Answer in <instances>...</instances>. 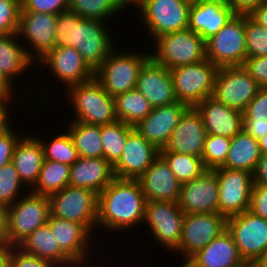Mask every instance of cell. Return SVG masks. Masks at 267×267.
<instances>
[{
    "label": "cell",
    "instance_id": "1",
    "mask_svg": "<svg viewBox=\"0 0 267 267\" xmlns=\"http://www.w3.org/2000/svg\"><path fill=\"white\" fill-rule=\"evenodd\" d=\"M108 26V22L84 19L70 10L60 12L55 24L54 48L73 47L95 71L115 48V34Z\"/></svg>",
    "mask_w": 267,
    "mask_h": 267
},
{
    "label": "cell",
    "instance_id": "2",
    "mask_svg": "<svg viewBox=\"0 0 267 267\" xmlns=\"http://www.w3.org/2000/svg\"><path fill=\"white\" fill-rule=\"evenodd\" d=\"M146 198L137 179L114 178L98 194L97 228L103 231H131L143 225Z\"/></svg>",
    "mask_w": 267,
    "mask_h": 267
},
{
    "label": "cell",
    "instance_id": "3",
    "mask_svg": "<svg viewBox=\"0 0 267 267\" xmlns=\"http://www.w3.org/2000/svg\"><path fill=\"white\" fill-rule=\"evenodd\" d=\"M127 50V51H126ZM114 48L108 58L94 71V78L113 98L135 89L139 72L150 58V52ZM128 52V53H127Z\"/></svg>",
    "mask_w": 267,
    "mask_h": 267
},
{
    "label": "cell",
    "instance_id": "4",
    "mask_svg": "<svg viewBox=\"0 0 267 267\" xmlns=\"http://www.w3.org/2000/svg\"><path fill=\"white\" fill-rule=\"evenodd\" d=\"M66 96L73 107V119L91 125H107L117 121L115 99L95 79L70 87Z\"/></svg>",
    "mask_w": 267,
    "mask_h": 267
},
{
    "label": "cell",
    "instance_id": "5",
    "mask_svg": "<svg viewBox=\"0 0 267 267\" xmlns=\"http://www.w3.org/2000/svg\"><path fill=\"white\" fill-rule=\"evenodd\" d=\"M3 211L8 242L11 246H17L29 234L47 223L50 200L48 196L29 191Z\"/></svg>",
    "mask_w": 267,
    "mask_h": 267
},
{
    "label": "cell",
    "instance_id": "6",
    "mask_svg": "<svg viewBox=\"0 0 267 267\" xmlns=\"http://www.w3.org/2000/svg\"><path fill=\"white\" fill-rule=\"evenodd\" d=\"M150 57L168 70L206 59L205 40L187 28L153 40Z\"/></svg>",
    "mask_w": 267,
    "mask_h": 267
},
{
    "label": "cell",
    "instance_id": "7",
    "mask_svg": "<svg viewBox=\"0 0 267 267\" xmlns=\"http://www.w3.org/2000/svg\"><path fill=\"white\" fill-rule=\"evenodd\" d=\"M191 3L185 0H141L135 7L149 39L184 30L189 24ZM143 20V21H142Z\"/></svg>",
    "mask_w": 267,
    "mask_h": 267
},
{
    "label": "cell",
    "instance_id": "8",
    "mask_svg": "<svg viewBox=\"0 0 267 267\" xmlns=\"http://www.w3.org/2000/svg\"><path fill=\"white\" fill-rule=\"evenodd\" d=\"M50 214L82 224L92 236L97 233L98 194L86 188L68 185L49 196ZM95 232V233H94Z\"/></svg>",
    "mask_w": 267,
    "mask_h": 267
},
{
    "label": "cell",
    "instance_id": "9",
    "mask_svg": "<svg viewBox=\"0 0 267 267\" xmlns=\"http://www.w3.org/2000/svg\"><path fill=\"white\" fill-rule=\"evenodd\" d=\"M217 70L218 67L208 59L170 69L177 101L196 107L212 97Z\"/></svg>",
    "mask_w": 267,
    "mask_h": 267
},
{
    "label": "cell",
    "instance_id": "10",
    "mask_svg": "<svg viewBox=\"0 0 267 267\" xmlns=\"http://www.w3.org/2000/svg\"><path fill=\"white\" fill-rule=\"evenodd\" d=\"M205 45L206 59L218 68L242 66L246 59L245 15L235 14Z\"/></svg>",
    "mask_w": 267,
    "mask_h": 267
},
{
    "label": "cell",
    "instance_id": "11",
    "mask_svg": "<svg viewBox=\"0 0 267 267\" xmlns=\"http://www.w3.org/2000/svg\"><path fill=\"white\" fill-rule=\"evenodd\" d=\"M185 213L175 202L146 201L143 224L165 251H175L181 241Z\"/></svg>",
    "mask_w": 267,
    "mask_h": 267
},
{
    "label": "cell",
    "instance_id": "12",
    "mask_svg": "<svg viewBox=\"0 0 267 267\" xmlns=\"http://www.w3.org/2000/svg\"><path fill=\"white\" fill-rule=\"evenodd\" d=\"M56 20L57 15L55 14L20 11L17 34L19 38L21 37L20 40L24 38V42H28L29 47L23 41L22 45L25 47L29 59L35 65H38L37 63L44 59L54 48Z\"/></svg>",
    "mask_w": 267,
    "mask_h": 267
},
{
    "label": "cell",
    "instance_id": "13",
    "mask_svg": "<svg viewBox=\"0 0 267 267\" xmlns=\"http://www.w3.org/2000/svg\"><path fill=\"white\" fill-rule=\"evenodd\" d=\"M259 88L243 66H224L217 70L212 97L242 112L255 98Z\"/></svg>",
    "mask_w": 267,
    "mask_h": 267
},
{
    "label": "cell",
    "instance_id": "14",
    "mask_svg": "<svg viewBox=\"0 0 267 267\" xmlns=\"http://www.w3.org/2000/svg\"><path fill=\"white\" fill-rule=\"evenodd\" d=\"M227 221L228 217L219 213L185 214L181 241L174 251L182 256L181 263L222 235L227 230Z\"/></svg>",
    "mask_w": 267,
    "mask_h": 267
},
{
    "label": "cell",
    "instance_id": "15",
    "mask_svg": "<svg viewBox=\"0 0 267 267\" xmlns=\"http://www.w3.org/2000/svg\"><path fill=\"white\" fill-rule=\"evenodd\" d=\"M227 230L245 262H255L267 249V220L249 210L228 217Z\"/></svg>",
    "mask_w": 267,
    "mask_h": 267
},
{
    "label": "cell",
    "instance_id": "16",
    "mask_svg": "<svg viewBox=\"0 0 267 267\" xmlns=\"http://www.w3.org/2000/svg\"><path fill=\"white\" fill-rule=\"evenodd\" d=\"M214 171L218 180V213L230 217L247 211L254 184L253 174L226 167Z\"/></svg>",
    "mask_w": 267,
    "mask_h": 267
},
{
    "label": "cell",
    "instance_id": "17",
    "mask_svg": "<svg viewBox=\"0 0 267 267\" xmlns=\"http://www.w3.org/2000/svg\"><path fill=\"white\" fill-rule=\"evenodd\" d=\"M47 223L50 226L60 250L78 267H87L90 264V257L93 253L90 249L92 244L97 241L95 236L82 225L73 221L49 215ZM94 240V241H93ZM90 250V251H89ZM89 252V253H88ZM86 267V266H85Z\"/></svg>",
    "mask_w": 267,
    "mask_h": 267
},
{
    "label": "cell",
    "instance_id": "18",
    "mask_svg": "<svg viewBox=\"0 0 267 267\" xmlns=\"http://www.w3.org/2000/svg\"><path fill=\"white\" fill-rule=\"evenodd\" d=\"M38 70L49 69L57 81L62 82L65 89L88 82L94 78V71L82 59L73 47L62 46L53 48L51 52L38 63ZM41 67V68H40Z\"/></svg>",
    "mask_w": 267,
    "mask_h": 267
},
{
    "label": "cell",
    "instance_id": "19",
    "mask_svg": "<svg viewBox=\"0 0 267 267\" xmlns=\"http://www.w3.org/2000/svg\"><path fill=\"white\" fill-rule=\"evenodd\" d=\"M178 206L185 214L218 213V180L214 170L181 184Z\"/></svg>",
    "mask_w": 267,
    "mask_h": 267
},
{
    "label": "cell",
    "instance_id": "20",
    "mask_svg": "<svg viewBox=\"0 0 267 267\" xmlns=\"http://www.w3.org/2000/svg\"><path fill=\"white\" fill-rule=\"evenodd\" d=\"M159 151L134 129L126 139L121 157L113 165L114 176L138 179L159 156Z\"/></svg>",
    "mask_w": 267,
    "mask_h": 267
},
{
    "label": "cell",
    "instance_id": "21",
    "mask_svg": "<svg viewBox=\"0 0 267 267\" xmlns=\"http://www.w3.org/2000/svg\"><path fill=\"white\" fill-rule=\"evenodd\" d=\"M187 108V105L178 101L153 108L146 118L134 126V129L158 150H162Z\"/></svg>",
    "mask_w": 267,
    "mask_h": 267
},
{
    "label": "cell",
    "instance_id": "22",
    "mask_svg": "<svg viewBox=\"0 0 267 267\" xmlns=\"http://www.w3.org/2000/svg\"><path fill=\"white\" fill-rule=\"evenodd\" d=\"M207 136L203 119L196 107H188L172 132L168 143L160 151H171L201 157Z\"/></svg>",
    "mask_w": 267,
    "mask_h": 267
},
{
    "label": "cell",
    "instance_id": "23",
    "mask_svg": "<svg viewBox=\"0 0 267 267\" xmlns=\"http://www.w3.org/2000/svg\"><path fill=\"white\" fill-rule=\"evenodd\" d=\"M135 89L143 94L153 108L177 102L170 71L151 57L141 68Z\"/></svg>",
    "mask_w": 267,
    "mask_h": 267
},
{
    "label": "cell",
    "instance_id": "24",
    "mask_svg": "<svg viewBox=\"0 0 267 267\" xmlns=\"http://www.w3.org/2000/svg\"><path fill=\"white\" fill-rule=\"evenodd\" d=\"M137 181L145 195L146 201L178 203L181 183L160 155Z\"/></svg>",
    "mask_w": 267,
    "mask_h": 267
},
{
    "label": "cell",
    "instance_id": "25",
    "mask_svg": "<svg viewBox=\"0 0 267 267\" xmlns=\"http://www.w3.org/2000/svg\"><path fill=\"white\" fill-rule=\"evenodd\" d=\"M234 15L225 0H201L190 6L188 28L206 41L217 34Z\"/></svg>",
    "mask_w": 267,
    "mask_h": 267
},
{
    "label": "cell",
    "instance_id": "26",
    "mask_svg": "<svg viewBox=\"0 0 267 267\" xmlns=\"http://www.w3.org/2000/svg\"><path fill=\"white\" fill-rule=\"evenodd\" d=\"M196 109L200 112L207 134L233 138L243 129V112L227 107L209 97Z\"/></svg>",
    "mask_w": 267,
    "mask_h": 267
},
{
    "label": "cell",
    "instance_id": "27",
    "mask_svg": "<svg viewBox=\"0 0 267 267\" xmlns=\"http://www.w3.org/2000/svg\"><path fill=\"white\" fill-rule=\"evenodd\" d=\"M245 261L239 255L232 235L226 230L197 251L180 267H239Z\"/></svg>",
    "mask_w": 267,
    "mask_h": 267
},
{
    "label": "cell",
    "instance_id": "28",
    "mask_svg": "<svg viewBox=\"0 0 267 267\" xmlns=\"http://www.w3.org/2000/svg\"><path fill=\"white\" fill-rule=\"evenodd\" d=\"M43 161L42 143L33 133H26L17 143L11 162L22 183L30 190L37 183Z\"/></svg>",
    "mask_w": 267,
    "mask_h": 267
},
{
    "label": "cell",
    "instance_id": "29",
    "mask_svg": "<svg viewBox=\"0 0 267 267\" xmlns=\"http://www.w3.org/2000/svg\"><path fill=\"white\" fill-rule=\"evenodd\" d=\"M114 178L113 166L104 158L79 157L71 165L69 185L99 194Z\"/></svg>",
    "mask_w": 267,
    "mask_h": 267
},
{
    "label": "cell",
    "instance_id": "30",
    "mask_svg": "<svg viewBox=\"0 0 267 267\" xmlns=\"http://www.w3.org/2000/svg\"><path fill=\"white\" fill-rule=\"evenodd\" d=\"M17 247L27 254L48 260L56 267H77L60 250L48 223L29 234Z\"/></svg>",
    "mask_w": 267,
    "mask_h": 267
},
{
    "label": "cell",
    "instance_id": "31",
    "mask_svg": "<svg viewBox=\"0 0 267 267\" xmlns=\"http://www.w3.org/2000/svg\"><path fill=\"white\" fill-rule=\"evenodd\" d=\"M20 41L17 33L0 35V72L12 85L31 66H36Z\"/></svg>",
    "mask_w": 267,
    "mask_h": 267
},
{
    "label": "cell",
    "instance_id": "32",
    "mask_svg": "<svg viewBox=\"0 0 267 267\" xmlns=\"http://www.w3.org/2000/svg\"><path fill=\"white\" fill-rule=\"evenodd\" d=\"M261 157L259 142L244 129L231 138V144L222 167L245 170L254 174Z\"/></svg>",
    "mask_w": 267,
    "mask_h": 267
},
{
    "label": "cell",
    "instance_id": "33",
    "mask_svg": "<svg viewBox=\"0 0 267 267\" xmlns=\"http://www.w3.org/2000/svg\"><path fill=\"white\" fill-rule=\"evenodd\" d=\"M66 128L79 157L103 158L101 126L71 121Z\"/></svg>",
    "mask_w": 267,
    "mask_h": 267
},
{
    "label": "cell",
    "instance_id": "34",
    "mask_svg": "<svg viewBox=\"0 0 267 267\" xmlns=\"http://www.w3.org/2000/svg\"><path fill=\"white\" fill-rule=\"evenodd\" d=\"M114 99L117 120L131 126H135L153 110L150 102L136 89L117 95Z\"/></svg>",
    "mask_w": 267,
    "mask_h": 267
},
{
    "label": "cell",
    "instance_id": "35",
    "mask_svg": "<svg viewBox=\"0 0 267 267\" xmlns=\"http://www.w3.org/2000/svg\"><path fill=\"white\" fill-rule=\"evenodd\" d=\"M71 166L44 159L35 186L30 190L35 194L50 196L69 185Z\"/></svg>",
    "mask_w": 267,
    "mask_h": 267
},
{
    "label": "cell",
    "instance_id": "36",
    "mask_svg": "<svg viewBox=\"0 0 267 267\" xmlns=\"http://www.w3.org/2000/svg\"><path fill=\"white\" fill-rule=\"evenodd\" d=\"M134 126L117 120L115 123L101 126L103 158L112 166L119 160L128 135Z\"/></svg>",
    "mask_w": 267,
    "mask_h": 267
},
{
    "label": "cell",
    "instance_id": "37",
    "mask_svg": "<svg viewBox=\"0 0 267 267\" xmlns=\"http://www.w3.org/2000/svg\"><path fill=\"white\" fill-rule=\"evenodd\" d=\"M125 9L119 0H69L68 3V10L80 17L105 22Z\"/></svg>",
    "mask_w": 267,
    "mask_h": 267
},
{
    "label": "cell",
    "instance_id": "38",
    "mask_svg": "<svg viewBox=\"0 0 267 267\" xmlns=\"http://www.w3.org/2000/svg\"><path fill=\"white\" fill-rule=\"evenodd\" d=\"M159 155L181 184L200 177L207 170L201 157L171 151H159Z\"/></svg>",
    "mask_w": 267,
    "mask_h": 267
},
{
    "label": "cell",
    "instance_id": "39",
    "mask_svg": "<svg viewBox=\"0 0 267 267\" xmlns=\"http://www.w3.org/2000/svg\"><path fill=\"white\" fill-rule=\"evenodd\" d=\"M42 143L44 159L60 162L69 166L73 165L79 158L73 140L68 131L57 133L51 140L45 141L36 136Z\"/></svg>",
    "mask_w": 267,
    "mask_h": 267
},
{
    "label": "cell",
    "instance_id": "40",
    "mask_svg": "<svg viewBox=\"0 0 267 267\" xmlns=\"http://www.w3.org/2000/svg\"><path fill=\"white\" fill-rule=\"evenodd\" d=\"M23 187V189H21ZM26 188V189H24ZM23 190V191H22ZM26 190V191H24ZM28 190V191H27ZM21 181L17 170L12 162L2 166L0 169V208L6 209L21 196L29 192ZM21 195V196H20Z\"/></svg>",
    "mask_w": 267,
    "mask_h": 267
},
{
    "label": "cell",
    "instance_id": "41",
    "mask_svg": "<svg viewBox=\"0 0 267 267\" xmlns=\"http://www.w3.org/2000/svg\"><path fill=\"white\" fill-rule=\"evenodd\" d=\"M230 144L231 138L207 134L201 156L207 170H214L225 164Z\"/></svg>",
    "mask_w": 267,
    "mask_h": 267
},
{
    "label": "cell",
    "instance_id": "42",
    "mask_svg": "<svg viewBox=\"0 0 267 267\" xmlns=\"http://www.w3.org/2000/svg\"><path fill=\"white\" fill-rule=\"evenodd\" d=\"M246 58L267 56V29L245 15Z\"/></svg>",
    "mask_w": 267,
    "mask_h": 267
},
{
    "label": "cell",
    "instance_id": "43",
    "mask_svg": "<svg viewBox=\"0 0 267 267\" xmlns=\"http://www.w3.org/2000/svg\"><path fill=\"white\" fill-rule=\"evenodd\" d=\"M21 0H0V35L18 32Z\"/></svg>",
    "mask_w": 267,
    "mask_h": 267
},
{
    "label": "cell",
    "instance_id": "44",
    "mask_svg": "<svg viewBox=\"0 0 267 267\" xmlns=\"http://www.w3.org/2000/svg\"><path fill=\"white\" fill-rule=\"evenodd\" d=\"M69 0H21V11L59 14L68 10Z\"/></svg>",
    "mask_w": 267,
    "mask_h": 267
},
{
    "label": "cell",
    "instance_id": "45",
    "mask_svg": "<svg viewBox=\"0 0 267 267\" xmlns=\"http://www.w3.org/2000/svg\"><path fill=\"white\" fill-rule=\"evenodd\" d=\"M10 267H56L48 260L23 252L17 246L10 249Z\"/></svg>",
    "mask_w": 267,
    "mask_h": 267
},
{
    "label": "cell",
    "instance_id": "46",
    "mask_svg": "<svg viewBox=\"0 0 267 267\" xmlns=\"http://www.w3.org/2000/svg\"><path fill=\"white\" fill-rule=\"evenodd\" d=\"M242 66L260 87H267V56L246 58Z\"/></svg>",
    "mask_w": 267,
    "mask_h": 267
},
{
    "label": "cell",
    "instance_id": "47",
    "mask_svg": "<svg viewBox=\"0 0 267 267\" xmlns=\"http://www.w3.org/2000/svg\"><path fill=\"white\" fill-rule=\"evenodd\" d=\"M248 210L267 220V185L253 184Z\"/></svg>",
    "mask_w": 267,
    "mask_h": 267
},
{
    "label": "cell",
    "instance_id": "48",
    "mask_svg": "<svg viewBox=\"0 0 267 267\" xmlns=\"http://www.w3.org/2000/svg\"><path fill=\"white\" fill-rule=\"evenodd\" d=\"M15 131L17 130L12 127L4 135L0 136V169L11 162L17 143L25 135V133L19 134L18 131Z\"/></svg>",
    "mask_w": 267,
    "mask_h": 267
},
{
    "label": "cell",
    "instance_id": "49",
    "mask_svg": "<svg viewBox=\"0 0 267 267\" xmlns=\"http://www.w3.org/2000/svg\"><path fill=\"white\" fill-rule=\"evenodd\" d=\"M242 112L243 118L267 119V87H260L255 98Z\"/></svg>",
    "mask_w": 267,
    "mask_h": 267
},
{
    "label": "cell",
    "instance_id": "50",
    "mask_svg": "<svg viewBox=\"0 0 267 267\" xmlns=\"http://www.w3.org/2000/svg\"><path fill=\"white\" fill-rule=\"evenodd\" d=\"M243 129L259 140L267 133V119L243 118Z\"/></svg>",
    "mask_w": 267,
    "mask_h": 267
},
{
    "label": "cell",
    "instance_id": "51",
    "mask_svg": "<svg viewBox=\"0 0 267 267\" xmlns=\"http://www.w3.org/2000/svg\"><path fill=\"white\" fill-rule=\"evenodd\" d=\"M235 14L249 15L255 8L267 0H225Z\"/></svg>",
    "mask_w": 267,
    "mask_h": 267
},
{
    "label": "cell",
    "instance_id": "52",
    "mask_svg": "<svg viewBox=\"0 0 267 267\" xmlns=\"http://www.w3.org/2000/svg\"><path fill=\"white\" fill-rule=\"evenodd\" d=\"M9 103H12V100H1L0 101V136L8 132L14 124L10 121V116L12 114L11 107ZM9 107V108H8ZM11 112V113H10Z\"/></svg>",
    "mask_w": 267,
    "mask_h": 267
},
{
    "label": "cell",
    "instance_id": "53",
    "mask_svg": "<svg viewBox=\"0 0 267 267\" xmlns=\"http://www.w3.org/2000/svg\"><path fill=\"white\" fill-rule=\"evenodd\" d=\"M253 178L254 183L267 185V154H261Z\"/></svg>",
    "mask_w": 267,
    "mask_h": 267
},
{
    "label": "cell",
    "instance_id": "54",
    "mask_svg": "<svg viewBox=\"0 0 267 267\" xmlns=\"http://www.w3.org/2000/svg\"><path fill=\"white\" fill-rule=\"evenodd\" d=\"M15 85H12L0 72V101L13 100L15 93Z\"/></svg>",
    "mask_w": 267,
    "mask_h": 267
},
{
    "label": "cell",
    "instance_id": "55",
    "mask_svg": "<svg viewBox=\"0 0 267 267\" xmlns=\"http://www.w3.org/2000/svg\"><path fill=\"white\" fill-rule=\"evenodd\" d=\"M248 16L267 29V1L255 8Z\"/></svg>",
    "mask_w": 267,
    "mask_h": 267
},
{
    "label": "cell",
    "instance_id": "56",
    "mask_svg": "<svg viewBox=\"0 0 267 267\" xmlns=\"http://www.w3.org/2000/svg\"><path fill=\"white\" fill-rule=\"evenodd\" d=\"M11 249L6 235V218L3 209L0 208V250Z\"/></svg>",
    "mask_w": 267,
    "mask_h": 267
},
{
    "label": "cell",
    "instance_id": "57",
    "mask_svg": "<svg viewBox=\"0 0 267 267\" xmlns=\"http://www.w3.org/2000/svg\"><path fill=\"white\" fill-rule=\"evenodd\" d=\"M0 267H10V249L0 250Z\"/></svg>",
    "mask_w": 267,
    "mask_h": 267
},
{
    "label": "cell",
    "instance_id": "58",
    "mask_svg": "<svg viewBox=\"0 0 267 267\" xmlns=\"http://www.w3.org/2000/svg\"><path fill=\"white\" fill-rule=\"evenodd\" d=\"M257 267H267V249L255 261Z\"/></svg>",
    "mask_w": 267,
    "mask_h": 267
},
{
    "label": "cell",
    "instance_id": "59",
    "mask_svg": "<svg viewBox=\"0 0 267 267\" xmlns=\"http://www.w3.org/2000/svg\"><path fill=\"white\" fill-rule=\"evenodd\" d=\"M258 142L261 154H267V133Z\"/></svg>",
    "mask_w": 267,
    "mask_h": 267
},
{
    "label": "cell",
    "instance_id": "60",
    "mask_svg": "<svg viewBox=\"0 0 267 267\" xmlns=\"http://www.w3.org/2000/svg\"><path fill=\"white\" fill-rule=\"evenodd\" d=\"M122 5L127 9V8H131L133 6V9L135 8V6L141 1V0H119Z\"/></svg>",
    "mask_w": 267,
    "mask_h": 267
},
{
    "label": "cell",
    "instance_id": "61",
    "mask_svg": "<svg viewBox=\"0 0 267 267\" xmlns=\"http://www.w3.org/2000/svg\"><path fill=\"white\" fill-rule=\"evenodd\" d=\"M239 267H257L255 262H244L241 266Z\"/></svg>",
    "mask_w": 267,
    "mask_h": 267
},
{
    "label": "cell",
    "instance_id": "62",
    "mask_svg": "<svg viewBox=\"0 0 267 267\" xmlns=\"http://www.w3.org/2000/svg\"><path fill=\"white\" fill-rule=\"evenodd\" d=\"M185 1H187V2H189V3H197V2H200L201 0H185Z\"/></svg>",
    "mask_w": 267,
    "mask_h": 267
}]
</instances>
